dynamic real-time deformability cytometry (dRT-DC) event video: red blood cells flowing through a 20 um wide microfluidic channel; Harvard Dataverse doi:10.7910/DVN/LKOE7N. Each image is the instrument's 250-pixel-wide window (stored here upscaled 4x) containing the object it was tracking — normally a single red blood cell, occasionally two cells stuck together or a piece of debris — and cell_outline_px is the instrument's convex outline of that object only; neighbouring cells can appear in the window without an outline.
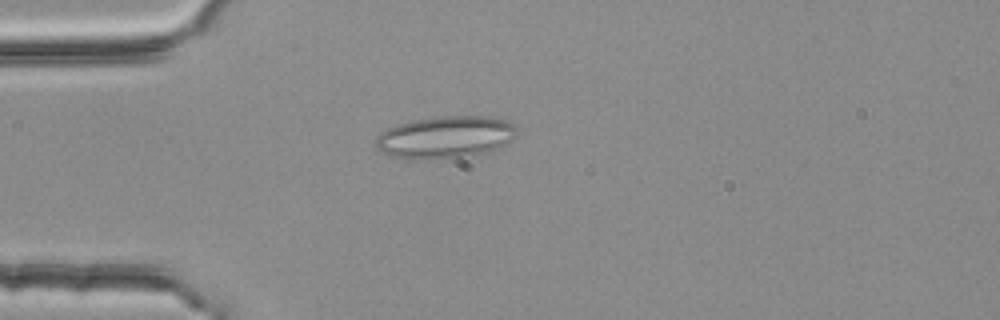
{"species": "common noctule bat (a hibernating species)", "species_latin": "Nyctalus noctula", "temperature_condition": "room temperature", "stored_images_in_passage": 42, "segment_of_instrument_passage": [1, 2], "camera_frame_rate_fps": 3000, "um_per_image_px": 0.085, "animal": {"sex": "female", "body_mass_g": 25.1}, "frame": {"image": 1, "passage_image": 3, "time_ms": 0.667, "image_size_px": [1000, 320], "cell_outline_px": [[516, 136], [512, 140], [500, 148], [488, 152], [472, 156], [424, 160], [392, 156], [380, 152], [376, 148], [376, 136], [380, 132], [396, 124], [412, 120], [440, 116], [488, 116], [504, 120], [516, 124]], "centroid_in_image_um": [37.87, 11.66], "position_along_channel_um": 47.1, "area_um2": 35.2}}